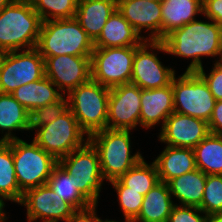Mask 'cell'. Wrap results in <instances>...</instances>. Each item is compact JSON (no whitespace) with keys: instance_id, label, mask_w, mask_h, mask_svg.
<instances>
[{"instance_id":"7c38bea8","label":"cell","mask_w":222,"mask_h":222,"mask_svg":"<svg viewBox=\"0 0 222 222\" xmlns=\"http://www.w3.org/2000/svg\"><path fill=\"white\" fill-rule=\"evenodd\" d=\"M138 47L94 48L91 55V79L108 88L129 84Z\"/></svg>"},{"instance_id":"2e32d148","label":"cell","mask_w":222,"mask_h":222,"mask_svg":"<svg viewBox=\"0 0 222 222\" xmlns=\"http://www.w3.org/2000/svg\"><path fill=\"white\" fill-rule=\"evenodd\" d=\"M157 135V140L172 147L195 148L208 134V123L202 119L173 112Z\"/></svg>"},{"instance_id":"d590c367","label":"cell","mask_w":222,"mask_h":222,"mask_svg":"<svg viewBox=\"0 0 222 222\" xmlns=\"http://www.w3.org/2000/svg\"><path fill=\"white\" fill-rule=\"evenodd\" d=\"M210 71H205L204 67L197 73L207 83L210 92L216 101H222V62L213 63Z\"/></svg>"},{"instance_id":"74e56055","label":"cell","mask_w":222,"mask_h":222,"mask_svg":"<svg viewBox=\"0 0 222 222\" xmlns=\"http://www.w3.org/2000/svg\"><path fill=\"white\" fill-rule=\"evenodd\" d=\"M203 17H208L222 27V0H203Z\"/></svg>"},{"instance_id":"ffe728a7","label":"cell","mask_w":222,"mask_h":222,"mask_svg":"<svg viewBox=\"0 0 222 222\" xmlns=\"http://www.w3.org/2000/svg\"><path fill=\"white\" fill-rule=\"evenodd\" d=\"M203 0H161V41L203 15Z\"/></svg>"},{"instance_id":"60d3db41","label":"cell","mask_w":222,"mask_h":222,"mask_svg":"<svg viewBox=\"0 0 222 222\" xmlns=\"http://www.w3.org/2000/svg\"><path fill=\"white\" fill-rule=\"evenodd\" d=\"M207 222H222V212L209 215Z\"/></svg>"},{"instance_id":"d6986e66","label":"cell","mask_w":222,"mask_h":222,"mask_svg":"<svg viewBox=\"0 0 222 222\" xmlns=\"http://www.w3.org/2000/svg\"><path fill=\"white\" fill-rule=\"evenodd\" d=\"M152 161L157 167L159 181L165 183L197 169L193 148L165 145L162 152Z\"/></svg>"},{"instance_id":"4fadbf2b","label":"cell","mask_w":222,"mask_h":222,"mask_svg":"<svg viewBox=\"0 0 222 222\" xmlns=\"http://www.w3.org/2000/svg\"><path fill=\"white\" fill-rule=\"evenodd\" d=\"M18 205L26 209L27 222H66L76 211L47 183L27 190Z\"/></svg>"},{"instance_id":"8fae6325","label":"cell","mask_w":222,"mask_h":222,"mask_svg":"<svg viewBox=\"0 0 222 222\" xmlns=\"http://www.w3.org/2000/svg\"><path fill=\"white\" fill-rule=\"evenodd\" d=\"M45 77V60L38 49L0 53V93L12 94L22 85Z\"/></svg>"},{"instance_id":"44dd1931","label":"cell","mask_w":222,"mask_h":222,"mask_svg":"<svg viewBox=\"0 0 222 222\" xmlns=\"http://www.w3.org/2000/svg\"><path fill=\"white\" fill-rule=\"evenodd\" d=\"M145 40L116 9L94 41L95 48L140 46Z\"/></svg>"},{"instance_id":"d4e9b609","label":"cell","mask_w":222,"mask_h":222,"mask_svg":"<svg viewBox=\"0 0 222 222\" xmlns=\"http://www.w3.org/2000/svg\"><path fill=\"white\" fill-rule=\"evenodd\" d=\"M206 176L205 173L197 168L170 180L168 186L174 203L200 208Z\"/></svg>"},{"instance_id":"9c48e42d","label":"cell","mask_w":222,"mask_h":222,"mask_svg":"<svg viewBox=\"0 0 222 222\" xmlns=\"http://www.w3.org/2000/svg\"><path fill=\"white\" fill-rule=\"evenodd\" d=\"M34 132L33 140L57 161L88 141V136L81 130L70 109Z\"/></svg>"},{"instance_id":"277c9868","label":"cell","mask_w":222,"mask_h":222,"mask_svg":"<svg viewBox=\"0 0 222 222\" xmlns=\"http://www.w3.org/2000/svg\"><path fill=\"white\" fill-rule=\"evenodd\" d=\"M36 48L43 56H91L94 42L74 18L44 21Z\"/></svg>"},{"instance_id":"8d00e7d4","label":"cell","mask_w":222,"mask_h":222,"mask_svg":"<svg viewBox=\"0 0 222 222\" xmlns=\"http://www.w3.org/2000/svg\"><path fill=\"white\" fill-rule=\"evenodd\" d=\"M99 204H91L89 207L79 209L66 222H100L101 217L97 213Z\"/></svg>"},{"instance_id":"83f0119b","label":"cell","mask_w":222,"mask_h":222,"mask_svg":"<svg viewBox=\"0 0 222 222\" xmlns=\"http://www.w3.org/2000/svg\"><path fill=\"white\" fill-rule=\"evenodd\" d=\"M22 197L16 179L12 148L7 142H0V198L17 205Z\"/></svg>"},{"instance_id":"f35d334b","label":"cell","mask_w":222,"mask_h":222,"mask_svg":"<svg viewBox=\"0 0 222 222\" xmlns=\"http://www.w3.org/2000/svg\"><path fill=\"white\" fill-rule=\"evenodd\" d=\"M208 127L210 133L222 135V101H216Z\"/></svg>"},{"instance_id":"836d02e7","label":"cell","mask_w":222,"mask_h":222,"mask_svg":"<svg viewBox=\"0 0 222 222\" xmlns=\"http://www.w3.org/2000/svg\"><path fill=\"white\" fill-rule=\"evenodd\" d=\"M68 109V99L66 95H63L58 101L35 109L30 113V131L33 133L38 127L53 122Z\"/></svg>"},{"instance_id":"1f68e13d","label":"cell","mask_w":222,"mask_h":222,"mask_svg":"<svg viewBox=\"0 0 222 222\" xmlns=\"http://www.w3.org/2000/svg\"><path fill=\"white\" fill-rule=\"evenodd\" d=\"M109 184L116 192V201H118L119 210L122 212V218L134 221L139 215L144 195L135 190H128V187L124 186L118 179L109 182L107 185Z\"/></svg>"},{"instance_id":"484cf974","label":"cell","mask_w":222,"mask_h":222,"mask_svg":"<svg viewBox=\"0 0 222 222\" xmlns=\"http://www.w3.org/2000/svg\"><path fill=\"white\" fill-rule=\"evenodd\" d=\"M13 97L29 112L58 101L64 94L48 77L25 84L17 88Z\"/></svg>"},{"instance_id":"30bf717a","label":"cell","mask_w":222,"mask_h":222,"mask_svg":"<svg viewBox=\"0 0 222 222\" xmlns=\"http://www.w3.org/2000/svg\"><path fill=\"white\" fill-rule=\"evenodd\" d=\"M156 51V52H155ZM167 53L162 41H144L136 50L133 58L130 83L140 89L163 88L171 84L178 74L174 66H165L158 53Z\"/></svg>"},{"instance_id":"3957f363","label":"cell","mask_w":222,"mask_h":222,"mask_svg":"<svg viewBox=\"0 0 222 222\" xmlns=\"http://www.w3.org/2000/svg\"><path fill=\"white\" fill-rule=\"evenodd\" d=\"M41 24L32 2L13 0L0 11V53L35 48Z\"/></svg>"},{"instance_id":"7a4b0ae2","label":"cell","mask_w":222,"mask_h":222,"mask_svg":"<svg viewBox=\"0 0 222 222\" xmlns=\"http://www.w3.org/2000/svg\"><path fill=\"white\" fill-rule=\"evenodd\" d=\"M132 130L104 129L88 137L96 149L105 183L119 179L144 156L140 149L133 152Z\"/></svg>"},{"instance_id":"52a82bcc","label":"cell","mask_w":222,"mask_h":222,"mask_svg":"<svg viewBox=\"0 0 222 222\" xmlns=\"http://www.w3.org/2000/svg\"><path fill=\"white\" fill-rule=\"evenodd\" d=\"M73 176L76 188L91 203L98 204L101 189L105 186L99 156L93 145L87 141L82 147L73 150L58 161Z\"/></svg>"},{"instance_id":"5b68a950","label":"cell","mask_w":222,"mask_h":222,"mask_svg":"<svg viewBox=\"0 0 222 222\" xmlns=\"http://www.w3.org/2000/svg\"><path fill=\"white\" fill-rule=\"evenodd\" d=\"M110 88L90 79L67 95L68 107L89 137L107 128Z\"/></svg>"},{"instance_id":"9a60e30c","label":"cell","mask_w":222,"mask_h":222,"mask_svg":"<svg viewBox=\"0 0 222 222\" xmlns=\"http://www.w3.org/2000/svg\"><path fill=\"white\" fill-rule=\"evenodd\" d=\"M45 76L64 94L91 79V56L59 55L45 59Z\"/></svg>"},{"instance_id":"4316f807","label":"cell","mask_w":222,"mask_h":222,"mask_svg":"<svg viewBox=\"0 0 222 222\" xmlns=\"http://www.w3.org/2000/svg\"><path fill=\"white\" fill-rule=\"evenodd\" d=\"M196 167L206 175H222V135L208 134L195 148Z\"/></svg>"},{"instance_id":"e575fe53","label":"cell","mask_w":222,"mask_h":222,"mask_svg":"<svg viewBox=\"0 0 222 222\" xmlns=\"http://www.w3.org/2000/svg\"><path fill=\"white\" fill-rule=\"evenodd\" d=\"M208 215L200 208L177 205L172 208L167 222H207Z\"/></svg>"},{"instance_id":"e0dca14e","label":"cell","mask_w":222,"mask_h":222,"mask_svg":"<svg viewBox=\"0 0 222 222\" xmlns=\"http://www.w3.org/2000/svg\"><path fill=\"white\" fill-rule=\"evenodd\" d=\"M117 10L143 40L161 41V0H117Z\"/></svg>"},{"instance_id":"ac0fdd59","label":"cell","mask_w":222,"mask_h":222,"mask_svg":"<svg viewBox=\"0 0 222 222\" xmlns=\"http://www.w3.org/2000/svg\"><path fill=\"white\" fill-rule=\"evenodd\" d=\"M174 112L172 82L156 89H141L140 127L154 129L163 127L166 119ZM154 127V128H153Z\"/></svg>"},{"instance_id":"7bdbcfd3","label":"cell","mask_w":222,"mask_h":222,"mask_svg":"<svg viewBox=\"0 0 222 222\" xmlns=\"http://www.w3.org/2000/svg\"><path fill=\"white\" fill-rule=\"evenodd\" d=\"M124 221H119V220H114V219H107L105 218L104 220L101 218L100 219V222H133V221H130V220H126V219H123Z\"/></svg>"},{"instance_id":"ab89813d","label":"cell","mask_w":222,"mask_h":222,"mask_svg":"<svg viewBox=\"0 0 222 222\" xmlns=\"http://www.w3.org/2000/svg\"><path fill=\"white\" fill-rule=\"evenodd\" d=\"M7 202H4L1 198H0V222H7L9 217V213L6 210L5 207H7L6 205ZM5 208V209H4ZM8 214V217H7Z\"/></svg>"},{"instance_id":"d6a6232c","label":"cell","mask_w":222,"mask_h":222,"mask_svg":"<svg viewBox=\"0 0 222 222\" xmlns=\"http://www.w3.org/2000/svg\"><path fill=\"white\" fill-rule=\"evenodd\" d=\"M200 209L209 215L222 212V175H207Z\"/></svg>"},{"instance_id":"cb8c5ba5","label":"cell","mask_w":222,"mask_h":222,"mask_svg":"<svg viewBox=\"0 0 222 222\" xmlns=\"http://www.w3.org/2000/svg\"><path fill=\"white\" fill-rule=\"evenodd\" d=\"M174 206L168 183L159 181L144 196L139 215L133 222H167Z\"/></svg>"},{"instance_id":"4dcf8cb0","label":"cell","mask_w":222,"mask_h":222,"mask_svg":"<svg viewBox=\"0 0 222 222\" xmlns=\"http://www.w3.org/2000/svg\"><path fill=\"white\" fill-rule=\"evenodd\" d=\"M34 10L42 22L74 18L78 0H32Z\"/></svg>"},{"instance_id":"603a6c76","label":"cell","mask_w":222,"mask_h":222,"mask_svg":"<svg viewBox=\"0 0 222 222\" xmlns=\"http://www.w3.org/2000/svg\"><path fill=\"white\" fill-rule=\"evenodd\" d=\"M116 9L117 0H78L75 19L94 42Z\"/></svg>"},{"instance_id":"f1b7e54d","label":"cell","mask_w":222,"mask_h":222,"mask_svg":"<svg viewBox=\"0 0 222 222\" xmlns=\"http://www.w3.org/2000/svg\"><path fill=\"white\" fill-rule=\"evenodd\" d=\"M47 184L62 200L71 204L76 210L87 208L91 203L76 188L73 176L58 163L47 180Z\"/></svg>"},{"instance_id":"6da1fadb","label":"cell","mask_w":222,"mask_h":222,"mask_svg":"<svg viewBox=\"0 0 222 222\" xmlns=\"http://www.w3.org/2000/svg\"><path fill=\"white\" fill-rule=\"evenodd\" d=\"M201 16L162 40L168 56L191 60L184 72H197L203 68L204 58H213V63L222 62V27L208 17L201 20Z\"/></svg>"},{"instance_id":"ba28073f","label":"cell","mask_w":222,"mask_h":222,"mask_svg":"<svg viewBox=\"0 0 222 222\" xmlns=\"http://www.w3.org/2000/svg\"><path fill=\"white\" fill-rule=\"evenodd\" d=\"M174 112L209 122L216 100L197 72H183L172 79Z\"/></svg>"},{"instance_id":"7402d4cb","label":"cell","mask_w":222,"mask_h":222,"mask_svg":"<svg viewBox=\"0 0 222 222\" xmlns=\"http://www.w3.org/2000/svg\"><path fill=\"white\" fill-rule=\"evenodd\" d=\"M18 131L30 133V113L12 94L0 93V142L22 139L16 136Z\"/></svg>"},{"instance_id":"5bb4252c","label":"cell","mask_w":222,"mask_h":222,"mask_svg":"<svg viewBox=\"0 0 222 222\" xmlns=\"http://www.w3.org/2000/svg\"><path fill=\"white\" fill-rule=\"evenodd\" d=\"M140 112L141 89L138 86L129 83L110 88L107 129L138 130Z\"/></svg>"},{"instance_id":"8992f818","label":"cell","mask_w":222,"mask_h":222,"mask_svg":"<svg viewBox=\"0 0 222 222\" xmlns=\"http://www.w3.org/2000/svg\"><path fill=\"white\" fill-rule=\"evenodd\" d=\"M13 152L16 179L21 192L47 183L58 161L43 150L33 139L7 142Z\"/></svg>"},{"instance_id":"b9f144b4","label":"cell","mask_w":222,"mask_h":222,"mask_svg":"<svg viewBox=\"0 0 222 222\" xmlns=\"http://www.w3.org/2000/svg\"><path fill=\"white\" fill-rule=\"evenodd\" d=\"M13 0H0V11L9 5Z\"/></svg>"},{"instance_id":"f546056e","label":"cell","mask_w":222,"mask_h":222,"mask_svg":"<svg viewBox=\"0 0 222 222\" xmlns=\"http://www.w3.org/2000/svg\"><path fill=\"white\" fill-rule=\"evenodd\" d=\"M118 180L128 190H135L145 196L159 182V177L155 163H148L144 157Z\"/></svg>"}]
</instances>
